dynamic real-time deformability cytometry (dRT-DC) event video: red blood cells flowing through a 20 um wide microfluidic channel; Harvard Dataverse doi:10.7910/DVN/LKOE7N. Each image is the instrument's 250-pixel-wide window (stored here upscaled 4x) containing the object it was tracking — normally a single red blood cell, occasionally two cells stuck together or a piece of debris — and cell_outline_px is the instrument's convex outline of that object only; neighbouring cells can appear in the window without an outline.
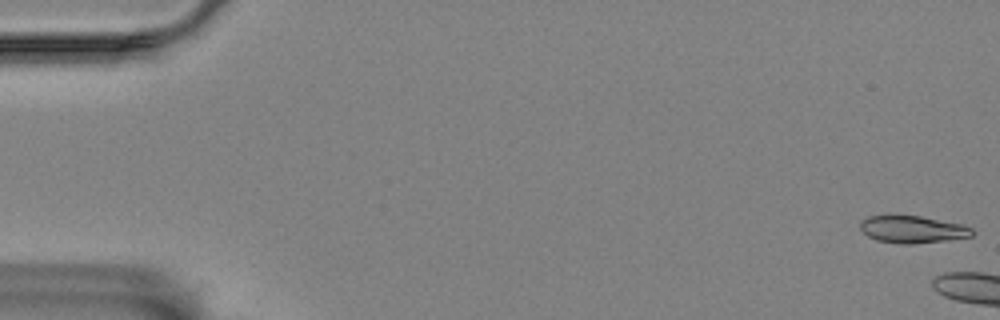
{"species": "Egyptian fruit bat (a non-hibernating species)", "species_latin": "Rousettus aegyptiacus", "temperature_condition": "room temperature", "stored_images_in_passage": 14, "camera_frame_rate_fps": 3000, "um_per_image_px": 0.085, "animal": {"sex": "female"}, "frame": {"image": 1, "passage_image": 1, "time_ms": 0.0, "image_size_px": [1000, 320], "cell_outline_px": [[976, 232], [972, 236], [948, 240], [912, 244], [904, 244], [876, 240], [868, 236], [860, 228], [860, 220], [868, 216], [920, 216], [964, 224], [972, 228]], "centroid_in_image_um": [77.61, 19.5], "position_along_channel_um": 7.4, "area_um2": 17.8}}